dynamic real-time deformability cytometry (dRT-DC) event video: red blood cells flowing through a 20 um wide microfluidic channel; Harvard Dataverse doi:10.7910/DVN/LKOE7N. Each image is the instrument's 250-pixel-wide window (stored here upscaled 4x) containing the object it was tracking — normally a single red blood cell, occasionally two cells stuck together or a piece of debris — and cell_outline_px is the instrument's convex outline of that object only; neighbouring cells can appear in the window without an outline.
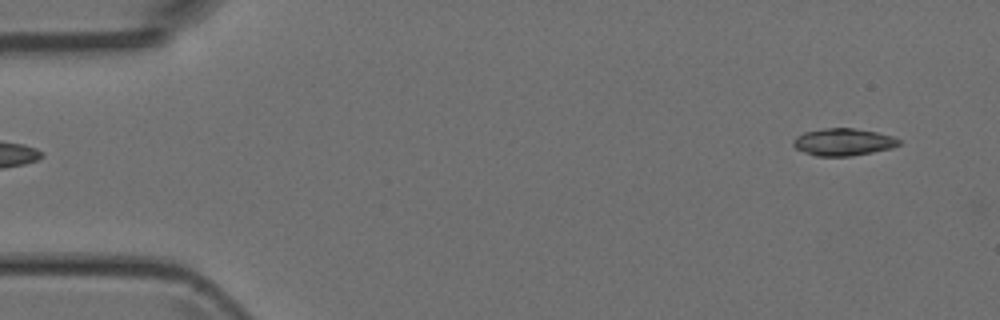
{"species": "Egyptian fruit bat (a non-hibernating species)", "species_latin": "Rousettus aegyptiacus", "temperature_condition": "room temperature", "stored_images_in_passage": 46, "camera_frame_rate_fps": 3000, "um_per_image_px": 0.085, "animal": {"sex": "female"}, "frame": {"image": 1, "passage_image": 1, "time_ms": 0.0, "image_size_px": [1000, 320], "cell_outline_px": [[900, 144], [892, 148], [852, 156], [816, 156], [804, 152], [796, 148], [792, 144], [792, 140], [796, 136], [804, 132], [824, 128], [852, 128], [876, 132], [892, 136], [900, 140]], "centroid_in_image_um": [71.65, 12.07], "position_along_channel_um": 13.4, "area_um2": 16.76}}
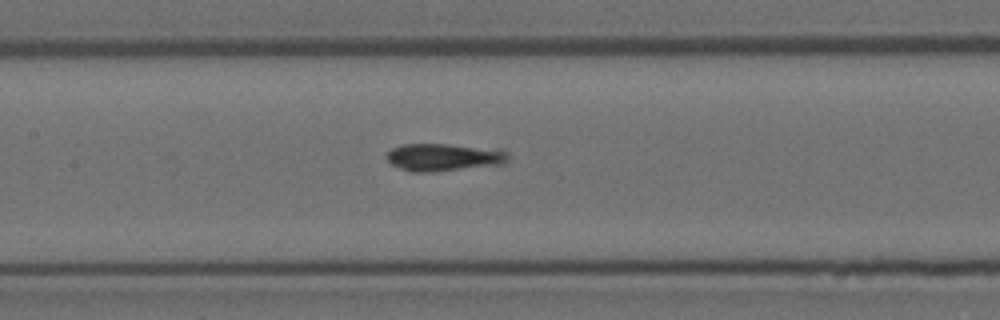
{"frame": {"image": 2, "passage_image": 20, "time_ms": 6.333, "image_size_px": [1000, 320], "cell_outline_px": [[508, 160], [504, 164], [436, 172], [408, 172], [392, 164], [388, 160], [388, 152], [392, 148], [400, 144], [444, 144], [500, 148], [508, 152]], "centroid_in_image_um": [37.77, 13.36], "position_along_channel_um": 169.6, "area_um2": 19.83}}
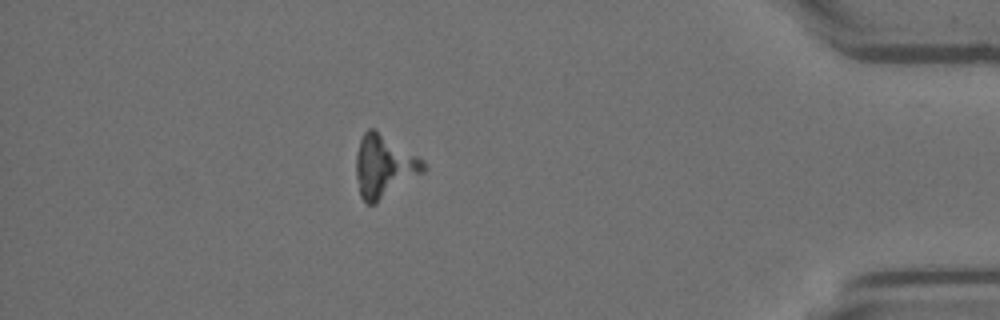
{"frame": {"image": 3, "passage_image": 40, "time_ms": 13.0, "image_size_px": [1000, 320], "cell_outline_px": [[428, 168], [424, 172], [376, 204], [368, 204], [360, 196], [356, 176], [356, 156], [360, 140], [364, 132], [368, 128], [372, 128], [424, 160]], "centroid_in_image_um": [32.65, 14.17], "position_along_channel_um": 402.6, "area_um2": 24.33}}